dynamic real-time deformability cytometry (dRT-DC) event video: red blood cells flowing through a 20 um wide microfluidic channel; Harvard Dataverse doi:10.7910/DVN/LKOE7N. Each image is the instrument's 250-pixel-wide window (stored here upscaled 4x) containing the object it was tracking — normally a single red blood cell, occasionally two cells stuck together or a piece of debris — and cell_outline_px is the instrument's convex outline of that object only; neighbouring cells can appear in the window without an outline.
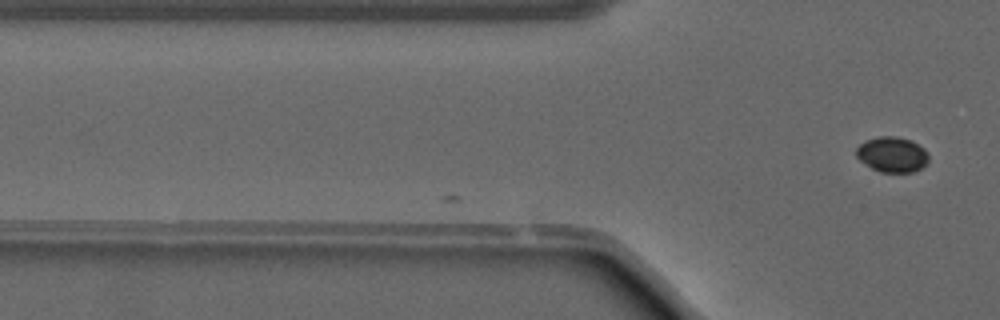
{"species": "common noctule bat (a hibernating species)", "species_latin": "Nyctalus noctula", "temperature_condition": "warm", "stored_images_in_passage": 5, "camera_frame_rate_fps": 3000, "um_per_image_px": 0.085, "animal": {"sex": "male", "forearm_length_mm": 52.5}, "frame": {"image": 1, "passage_image": 5, "time_ms": 1.333, "image_size_px": [1000, 320], "cell_outline_px": [[928, 160], [920, 168], [912, 172], [880, 172], [864, 164], [856, 156], [856, 148], [864, 140], [880, 136], [896, 136], [912, 140], [924, 148], [928, 152]], "centroid_in_image_um": [75.82, 13.12], "position_along_channel_um": 50.0, "area_um2": 14.97}}